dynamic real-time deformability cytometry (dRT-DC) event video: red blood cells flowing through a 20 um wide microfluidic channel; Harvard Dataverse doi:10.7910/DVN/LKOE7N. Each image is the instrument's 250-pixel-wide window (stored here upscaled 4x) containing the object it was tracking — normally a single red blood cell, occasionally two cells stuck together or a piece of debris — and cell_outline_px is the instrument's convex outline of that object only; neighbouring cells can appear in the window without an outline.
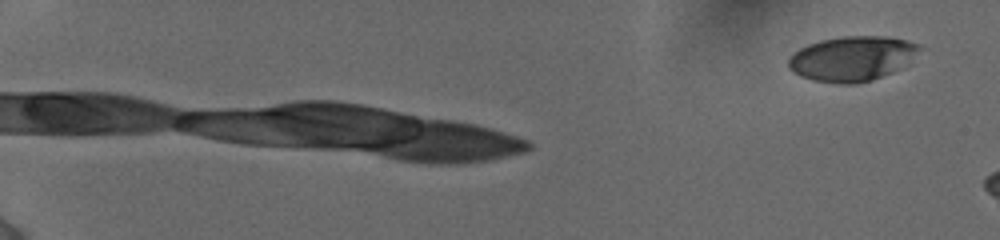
{"species": "human", "species_latin": "Homo sapiens", "temperature_condition": "cold", "stored_images_in_passage": 10, "camera_frame_rate_fps": 3000, "um_per_image_px": 0.085, "donor": {"sex": "female"}, "frame": {"image": 1, "passage_image": 10, "time_ms": 5.333, "image_size_px": [1000, 240], "cell_outline_px": [[924, 48], [904, 68], [872, 80], [856, 84], [836, 84], [812, 80], [800, 76], [792, 72], [788, 68], [788, 56], [800, 48], [808, 44], [820, 40], [844, 36], [888, 36], [920, 44]], "centroid_in_image_um": [72.45, 4.99], "position_along_channel_um": 12.5, "area_um2": 34.97}}